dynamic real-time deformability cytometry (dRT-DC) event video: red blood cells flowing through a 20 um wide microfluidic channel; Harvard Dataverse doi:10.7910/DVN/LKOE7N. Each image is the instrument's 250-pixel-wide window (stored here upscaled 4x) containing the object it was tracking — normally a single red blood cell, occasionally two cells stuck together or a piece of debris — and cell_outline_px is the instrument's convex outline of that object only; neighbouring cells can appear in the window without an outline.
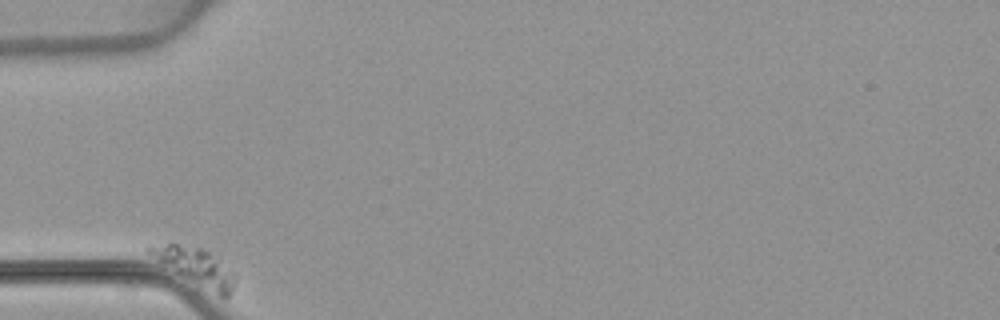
{"species": "common noctule bat (a hibernating species)", "species_latin": "Nyctalus noctula", "temperature_condition": "warm", "stored_images_in_passage": 4, "camera_frame_rate_fps": 3000, "um_per_image_px": 0.085, "animal": {"sex": "female", "body_mass_g": 22.7, "forearm_length_mm": 54.2}, "frame": {"image": 1, "passage_image": 1, "time_ms": 0.0, "image_size_px": [1000, 320], "cell_outline_px": [[236, 280], [232, 292], [228, 296], [220, 296], [160, 260], [148, 252], [144, 248], [172, 240], [200, 248], [220, 256], [236, 276]], "centroid_in_image_um": [16.73, 22.57], "position_along_channel_um": 68.3, "area_um2": 17.92}}
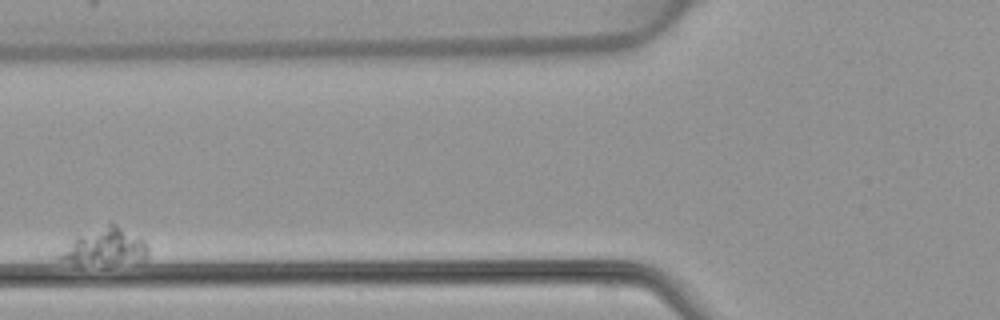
{"frame": {"image": 2, "passage_image": 3, "time_ms": 2.333, "image_size_px": [1000, 320], "cell_outline_px": [[148, 256], [144, 260], [56, 260], [56, 256], [76, 236], [112, 220], [140, 236], [148, 244]], "centroid_in_image_um": [9.01, 20.82], "position_along_channel_um": 116.8, "area_um2": 17.92}}